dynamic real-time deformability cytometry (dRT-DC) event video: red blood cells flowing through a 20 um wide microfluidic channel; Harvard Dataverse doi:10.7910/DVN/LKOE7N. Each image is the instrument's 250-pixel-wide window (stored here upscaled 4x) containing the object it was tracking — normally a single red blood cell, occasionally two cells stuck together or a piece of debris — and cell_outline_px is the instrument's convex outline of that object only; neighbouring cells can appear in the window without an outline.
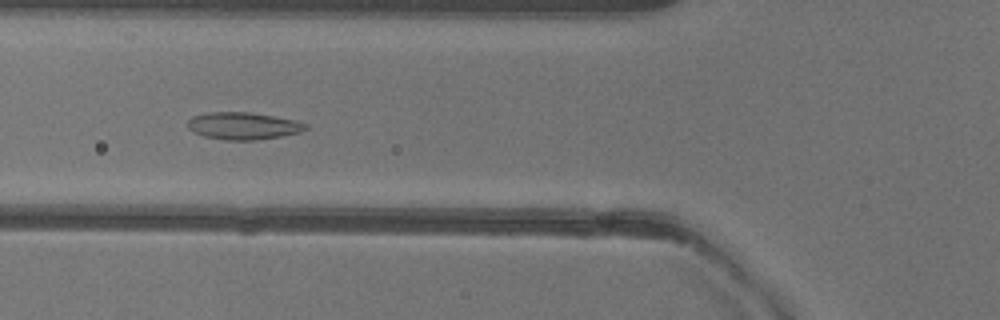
{"species": "common noctule bat (a hibernating species)", "species_latin": "Nyctalus noctula", "temperature_condition": "warm", "stored_images_in_passage": 37, "camera_frame_rate_fps": 3000, "um_per_image_px": 0.085, "animal": {"sex": "female"}, "frame": {"image": 1, "passage_image": 8, "time_ms": 2.333, "image_size_px": [1000, 320], "cell_outline_px": [[308, 128], [300, 132], [280, 136], [256, 140], [224, 140], [204, 136], [192, 132], [188, 128], [188, 120], [192, 116], [208, 112], [252, 112], [296, 120], [308, 124]], "centroid_in_image_um": [20.66, 10.69], "position_along_channel_um": 105.1, "area_um2": 18.84}}
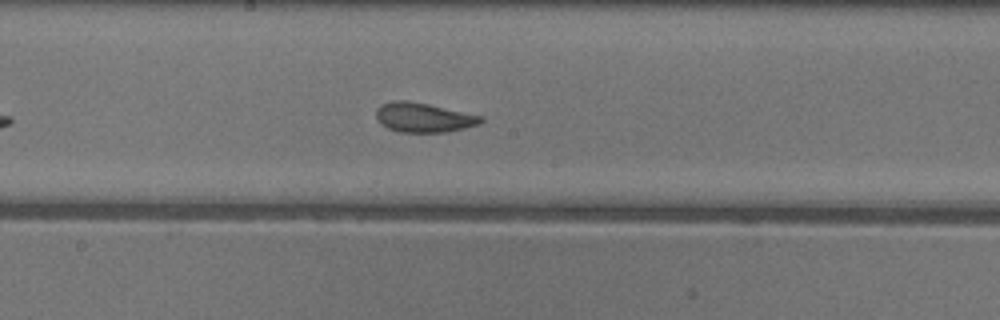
{"frame": {"image": 2, "passage_image": 16, "time_ms": 5.0, "image_size_px": [1000, 320], "cell_outline_px": [[484, 120], [480, 124], [448, 132], [400, 132], [388, 128], [376, 116], [376, 108], [380, 104], [396, 100], [408, 100], [428, 104], [484, 116]], "centroid_in_image_um": [36.04, 9.98], "position_along_channel_um": 212.2, "area_um2": 17.98}}
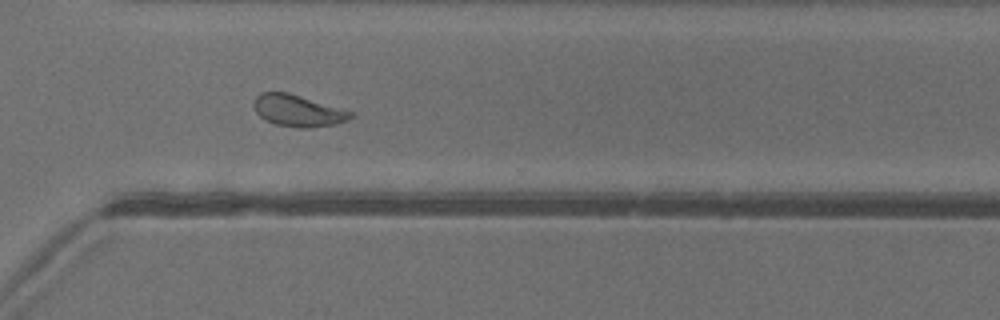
{"frame": {"image": 3, "passage_image": 26, "time_ms": 8.333, "image_size_px": [1000, 320], "cell_outline_px": [[356, 116], [348, 120], [336, 124], [308, 128], [300, 128], [276, 124], [264, 120], [256, 112], [252, 104], [256, 96], [260, 92], [288, 92], [356, 112]], "centroid_in_image_um": [25.36, 9.4], "position_along_channel_um": 345.2, "area_um2": 18.21}, "authors_computed_cell_mechanics": {"area_um2": 18.207, "velocity_mm_per_s": 4.0129, "shape_relaxation_time_tau1_ms": 5.7756, "shape_relaxation_time_tau2_ms": 1.4639, "deformation_change_tau1": 0.1638, "deformation_change_tau2": 0.0902}}